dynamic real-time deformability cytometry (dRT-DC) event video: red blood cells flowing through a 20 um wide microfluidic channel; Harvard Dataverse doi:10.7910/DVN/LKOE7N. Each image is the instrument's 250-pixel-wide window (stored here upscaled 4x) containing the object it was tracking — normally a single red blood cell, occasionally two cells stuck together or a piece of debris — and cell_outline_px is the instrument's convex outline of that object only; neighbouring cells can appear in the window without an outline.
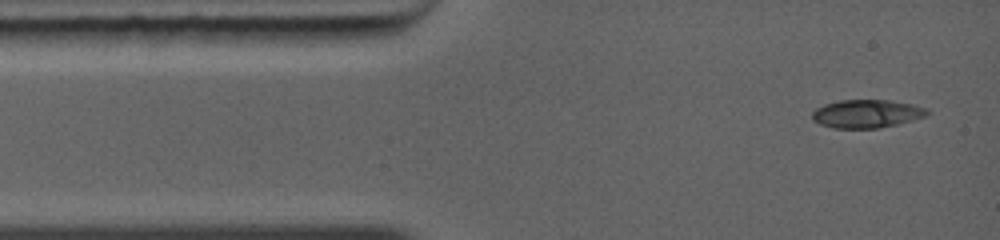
{"species": "common noctule bat (a hibernating species)", "species_latin": "Nyctalus noctula", "temperature_condition": "warm", "stored_images_in_passage": 17, "camera_frame_rate_fps": 5000, "um_per_image_px": 0.085, "animal": {"sex": "female", "body_mass_g": 19.0, "forearm_length_mm": 56.7}, "frame": {"image": 1, "passage_image": 1, "time_ms": 0.0, "image_size_px": [1000, 240], "cell_outline_px": [[928, 112], [924, 116], [912, 120], [880, 128], [832, 128], [820, 124], [812, 120], [812, 112], [816, 108], [824, 104], [840, 100], [892, 100], [912, 104], [928, 108]], "centroid_in_image_um": [73.64, 9.66], "position_along_channel_um": 11.4, "area_um2": 18.9}}
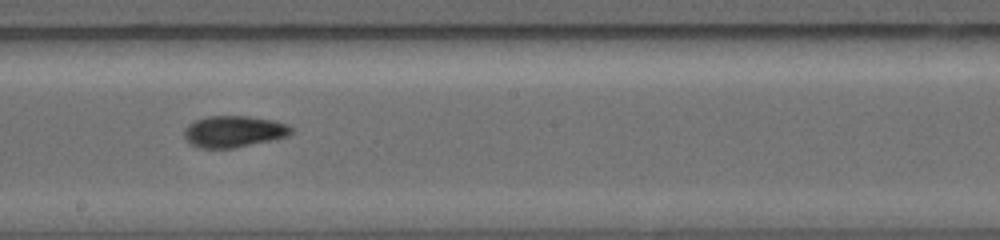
{"frame": {"image": 2, "passage_image": 8, "time_ms": 5.8, "image_size_px": [1000, 240], "cell_outline_px": [[296, 128], [288, 136], [272, 140], [232, 148], [200, 148], [192, 144], [184, 136], [184, 128], [188, 124], [196, 120], [208, 116], [248, 116], [276, 120], [288, 124]], "centroid_in_image_um": [19.92, 11.16], "position_along_channel_um": 228.3, "area_um2": 19.77}}
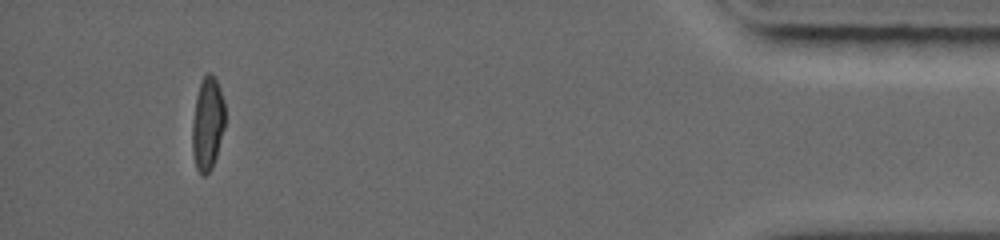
{"frame": {"image": 3, "passage_image": 15, "time_ms": 11.6, "image_size_px": [1000, 240], "cell_outline_px": [[224, 124], [216, 156], [212, 168], [204, 176], [200, 176], [196, 168], [192, 152], [192, 120], [196, 96], [200, 84], [204, 76], [208, 72], [212, 72], [216, 76], [224, 104]], "centroid_in_image_um": [17.62, 10.51], "position_along_channel_um": 417.6, "area_um2": 17.8}}